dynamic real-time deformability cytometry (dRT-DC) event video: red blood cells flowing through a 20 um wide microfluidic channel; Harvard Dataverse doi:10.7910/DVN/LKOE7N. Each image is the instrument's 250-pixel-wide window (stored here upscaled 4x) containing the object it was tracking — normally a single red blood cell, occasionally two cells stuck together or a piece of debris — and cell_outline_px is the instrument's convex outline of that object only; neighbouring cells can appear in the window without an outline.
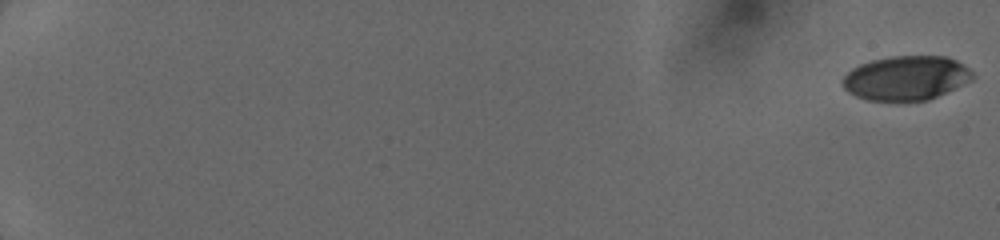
{"species": "human", "species_latin": "Homo sapiens", "temperature_condition": "cold", "stored_images_in_passage": 47, "segment_of_instrument_passage": [1, 2], "camera_frame_rate_fps": 3000, "um_per_image_px": 0.085, "donor": {"sex": "female"}, "frame": {"image": 1, "passage_image": 1, "time_ms": 0.0, "image_size_px": [1000, 240], "cell_outline_px": [[972, 80], [928, 100], [868, 100], [856, 96], [848, 92], [844, 88], [840, 80], [852, 68], [860, 64], [872, 60], [892, 56], [948, 56], [956, 60], [968, 68], [972, 72]], "centroid_in_image_um": [76.99, 6.62], "position_along_channel_um": 8.0, "area_um2": 33.35}}
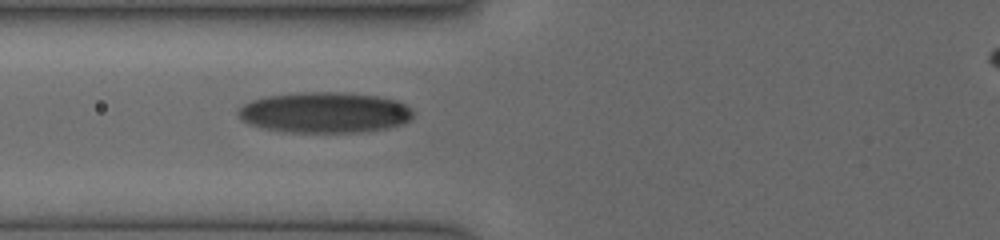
{"frame": {"image": 2, "passage_image": 21, "time_ms": 7.667, "image_size_px": [1000, 240], "cell_outline_px": [[412, 116], [408, 120], [400, 124], [388, 128], [360, 132], [284, 132], [260, 128], [248, 124], [240, 120], [236, 112], [244, 104], [252, 100], [268, 96], [300, 92], [336, 92], [376, 96], [396, 100], [412, 108]], "centroid_in_image_um": [27.54, 9.57], "position_along_channel_um": 98.3, "area_um2": 41.56}}
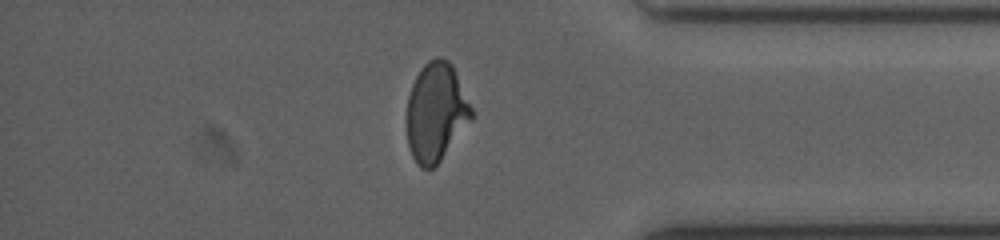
{"frame": {"image": 3, "passage_image": 40, "time_ms": 15.0, "image_size_px": [1000, 240], "cell_outline_px": [[472, 120], [440, 160], [432, 168], [420, 168], [416, 164], [412, 156], [408, 144], [404, 120], [408, 96], [412, 84], [420, 68], [428, 60], [436, 56], [440, 56], [448, 60], [452, 64], [472, 108]], "centroid_in_image_um": [37.02, 9.52], "position_along_channel_um": 398.2, "area_um2": 37.63}}